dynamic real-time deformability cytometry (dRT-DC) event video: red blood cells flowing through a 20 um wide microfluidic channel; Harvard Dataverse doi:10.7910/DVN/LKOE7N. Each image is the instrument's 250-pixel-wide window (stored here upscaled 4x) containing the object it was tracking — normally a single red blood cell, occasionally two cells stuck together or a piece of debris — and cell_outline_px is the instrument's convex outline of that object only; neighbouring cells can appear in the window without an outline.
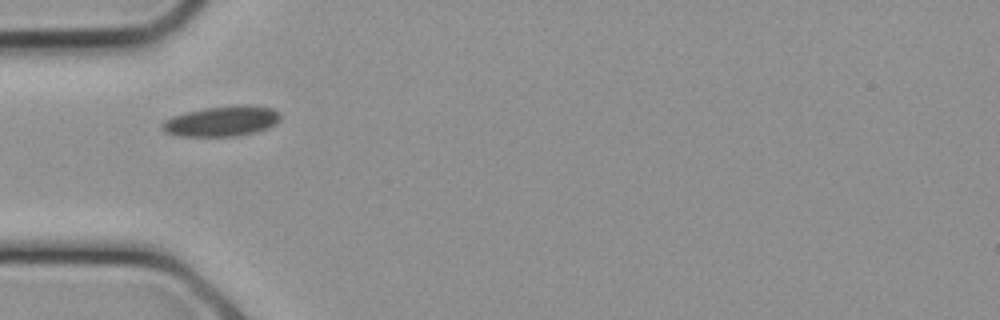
{"species": "common noctule bat (a hibernating species)", "species_latin": "Nyctalus noctula", "temperature_condition": "cold", "stored_images_in_passage": 18, "camera_frame_rate_fps": 3000, "um_per_image_px": 0.085, "animal": {"sex": "female", "body_mass_g": 21.9}, "frame": {"image": 1, "passage_image": 1, "time_ms": 0.0, "image_size_px": [1000, 320], "cell_outline_px": [[280, 120], [276, 124], [268, 128], [256, 132], [236, 136], [176, 136], [164, 132], [160, 128], [160, 124], [164, 120], [172, 116], [204, 108], [240, 104], [244, 104], [272, 108], [280, 112]], "centroid_in_image_um": [18.85, 10.3], "position_along_channel_um": 66.2, "area_um2": 21.15}}
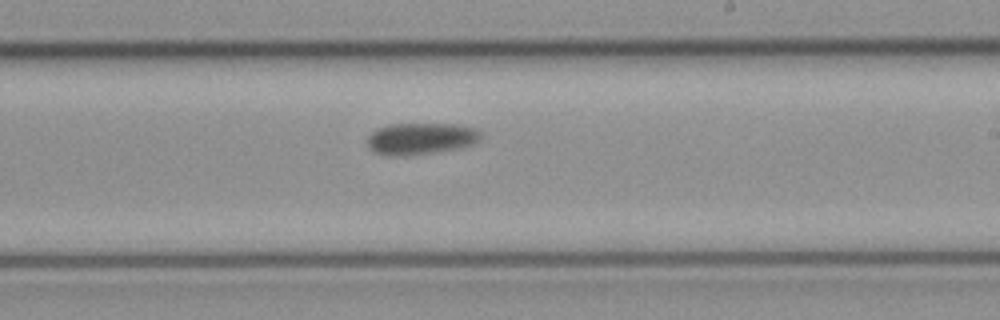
{"frame": {"image": 2, "passage_image": 8, "time_ms": 2.333, "image_size_px": [1000, 320], "cell_outline_px": [[484, 136], [476, 144], [460, 148], [408, 156], [388, 156], [376, 152], [368, 148], [368, 136], [376, 128], [388, 124], [456, 124], [476, 128], [484, 132]], "centroid_in_image_um": [35.83, 11.78], "position_along_channel_um": 253.2, "area_um2": 21.44}}
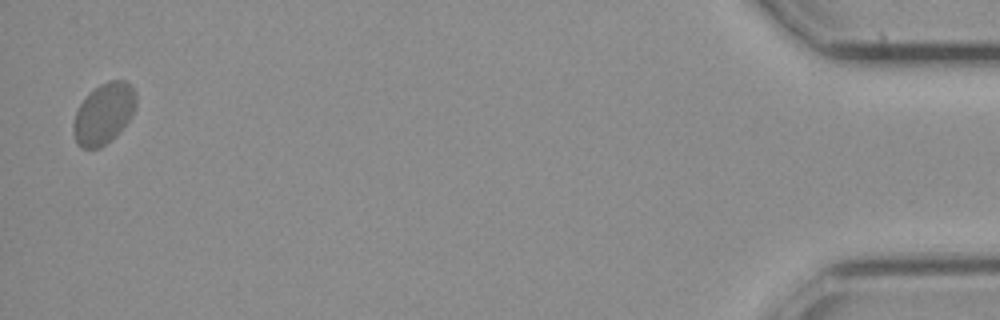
{"frame": {"image": 3, "passage_image": 18, "time_ms": 5.667, "image_size_px": [1000, 320], "cell_outline_px": [[136, 104], [132, 116], [116, 136], [100, 148], [80, 148], [76, 144], [72, 132], [72, 124], [76, 112], [80, 104], [88, 92], [100, 84], [108, 80], [124, 80], [136, 92]], "centroid_in_image_um": [8.79, 9.67], "position_along_channel_um": 426.4, "area_um2": 22.48}}